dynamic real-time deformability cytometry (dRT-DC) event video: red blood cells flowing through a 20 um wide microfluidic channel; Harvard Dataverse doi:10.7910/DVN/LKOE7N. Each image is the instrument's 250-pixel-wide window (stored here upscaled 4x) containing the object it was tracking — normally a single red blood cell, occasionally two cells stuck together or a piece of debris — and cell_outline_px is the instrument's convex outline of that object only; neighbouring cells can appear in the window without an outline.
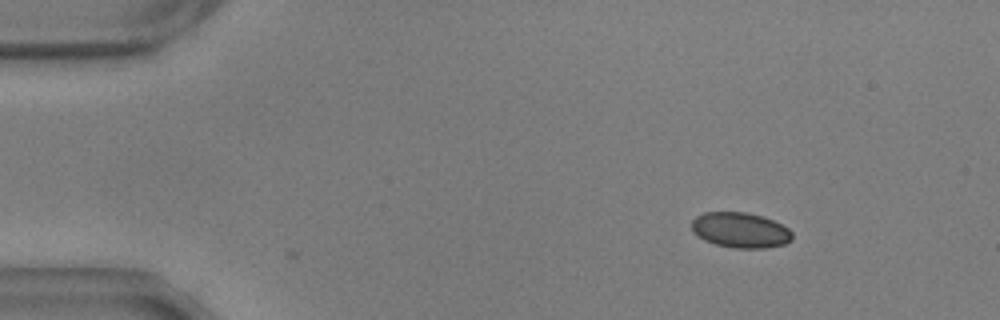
{"species": "common noctule bat (a hibernating species)", "species_latin": "Nyctalus noctula", "temperature_condition": "warm", "stored_images_in_passage": 9, "camera_frame_rate_fps": 3000, "um_per_image_px": 0.085, "animal": {"sex": "male", "body_mass_g": 17.9, "forearm_length_mm": 54.2}, "frame": {"image": 1, "passage_image": 8, "time_ms": 2.333, "image_size_px": [1000, 320], "cell_outline_px": [[792, 240], [784, 244], [764, 248], [732, 248], [716, 244], [704, 240], [692, 232], [692, 220], [696, 216], [704, 212], [748, 212], [764, 216], [788, 228], [792, 232]], "centroid_in_image_um": [62.92, 19.55], "position_along_channel_um": 22.1, "area_um2": 20.81}}